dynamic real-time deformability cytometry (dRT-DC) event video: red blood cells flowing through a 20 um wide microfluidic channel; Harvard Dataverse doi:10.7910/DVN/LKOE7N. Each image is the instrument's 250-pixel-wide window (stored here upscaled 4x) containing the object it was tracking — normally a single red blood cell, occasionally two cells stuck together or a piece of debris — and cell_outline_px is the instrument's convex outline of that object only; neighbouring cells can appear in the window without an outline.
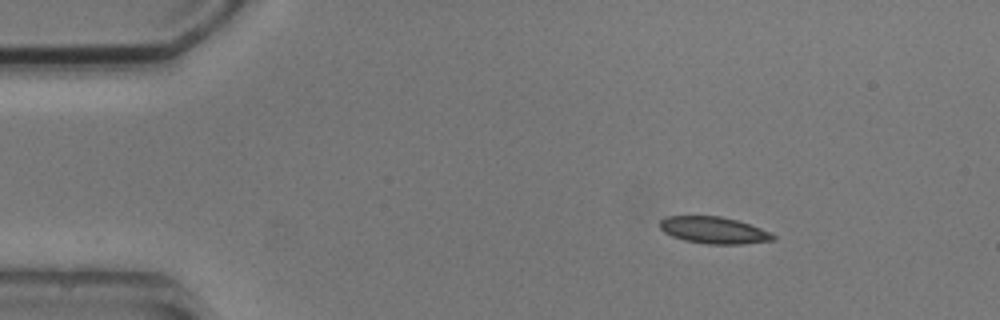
{"species": "common noctule bat (a hibernating species)", "species_latin": "Nyctalus noctula", "temperature_condition": "cold", "stored_images_in_passage": 3, "camera_frame_rate_fps": 3000, "um_per_image_px": 0.085, "animal": {"sex": "male", "body_mass_g": 20.5, "forearm_length_mm": 52.5}, "frame": {"image": 1, "passage_image": 3, "time_ms": 2.0, "image_size_px": [1000, 320], "cell_outline_px": [[776, 240], [740, 244], [708, 244], [684, 240], [672, 236], [664, 232], [660, 228], [660, 220], [664, 216], [720, 216], [736, 220], [760, 228], [776, 236]], "centroid_in_image_um": [60.64, 19.57], "position_along_channel_um": 24.4, "area_um2": 17.57}}